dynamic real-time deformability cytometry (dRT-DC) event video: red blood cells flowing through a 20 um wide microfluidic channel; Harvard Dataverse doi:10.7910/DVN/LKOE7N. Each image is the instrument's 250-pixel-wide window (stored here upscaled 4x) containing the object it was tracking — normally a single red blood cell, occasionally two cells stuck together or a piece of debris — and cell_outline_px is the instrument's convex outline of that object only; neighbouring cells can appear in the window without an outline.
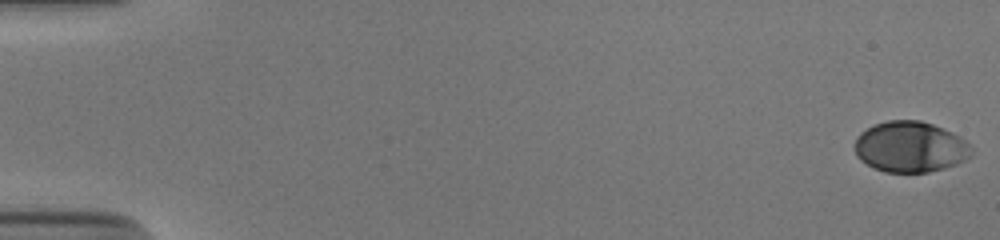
{"species": "human", "species_latin": "Homo sapiens", "temperature_condition": "cold", "stored_images_in_passage": 54, "camera_frame_rate_fps": 3000, "um_per_image_px": 0.085, "donor": {"sex": "male"}, "frame": {"image": 1, "passage_image": 1, "time_ms": 0.0, "image_size_px": [1000, 240], "cell_outline_px": [[972, 156], [956, 164], [944, 168], [928, 172], [884, 172], [872, 168], [860, 160], [856, 156], [856, 136], [860, 132], [872, 124], [888, 120], [920, 120], [932, 124], [964, 140], [972, 148]], "centroid_in_image_um": [77.32, 12.49], "position_along_channel_um": 7.7, "area_um2": 34.51}}
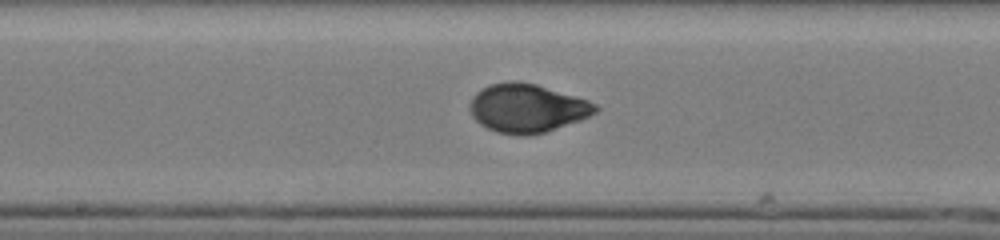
{"frame": {"image": 2, "passage_image": 30, "time_ms": 9.667, "image_size_px": [1000, 240], "cell_outline_px": [[600, 108], [596, 112], [588, 116], [544, 132], [528, 136], [516, 136], [496, 132], [480, 124], [472, 116], [472, 96], [476, 92], [488, 84], [508, 80], [516, 80], [536, 84], [588, 100], [596, 104]], "centroid_in_image_um": [44.78, 9.18], "position_along_channel_um": 203.4, "area_um2": 35.37}}
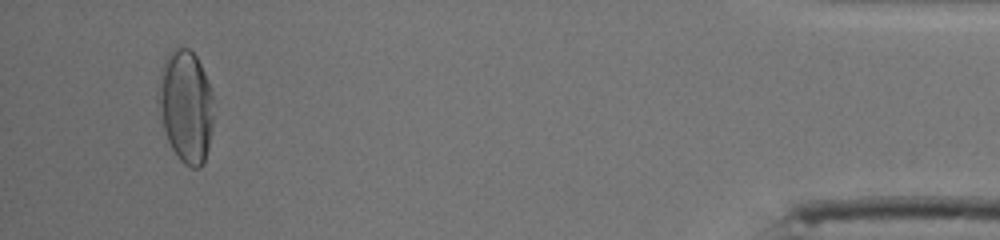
{"frame": {"image": 3, "passage_image": 52, "time_ms": 17.0, "image_size_px": [1000, 240], "cell_outline_px": [[212, 124], [208, 148], [204, 164], [200, 168], [192, 168], [184, 164], [180, 160], [172, 148], [168, 140], [160, 116], [156, 96], [164, 60], [168, 52], [172, 48], [188, 48], [196, 56], [204, 72], [212, 92]], "centroid_in_image_um": [15.78, 9.04], "position_along_channel_um": 419.4, "area_um2": 36.18}, "authors_computed_cell_mechanics": {"area_um2": 34.6222, "velocity_mm_per_s": 3.8456, "shape_relaxation_time_tau1_ms": 3.6496, "shape_relaxation_time_tau2_ms": null, "deformation_change_tau1": 0.1584, "deformation_change_tau2": null}}